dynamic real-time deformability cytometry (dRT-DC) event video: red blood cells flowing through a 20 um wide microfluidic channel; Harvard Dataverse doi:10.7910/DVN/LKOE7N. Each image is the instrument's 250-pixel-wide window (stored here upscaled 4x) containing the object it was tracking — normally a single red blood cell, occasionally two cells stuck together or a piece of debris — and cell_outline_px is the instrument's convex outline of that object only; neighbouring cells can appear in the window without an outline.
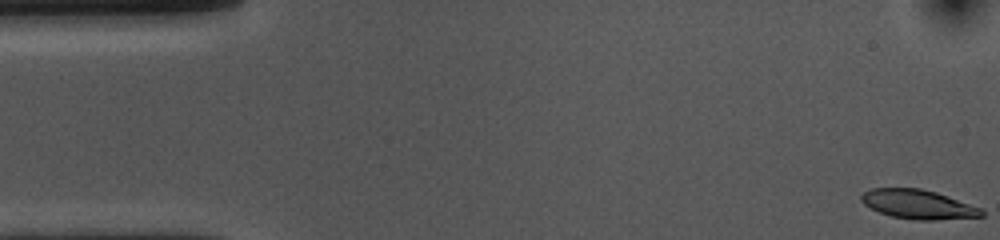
{"species": "common noctule bat (a hibernating species)", "species_latin": "Nyctalus noctula", "temperature_condition": "cold", "stored_images_in_passage": 53, "camera_frame_rate_fps": 3000, "um_per_image_px": 0.085, "animal": {"sex": "female", "body_mass_g": 10.0, "forearm_length_mm": 53.1}, "frame": {"image": 1, "passage_image": 1, "time_ms": 0.0, "image_size_px": [1000, 240], "cell_outline_px": [[984, 216], [936, 220], [916, 220], [892, 216], [880, 212], [864, 204], [860, 200], [860, 196], [864, 192], [872, 188], [920, 188], [936, 192], [980, 208], [984, 212]], "centroid_in_image_um": [78.02, 17.37], "position_along_channel_um": 7.0, "area_um2": 20.23}}
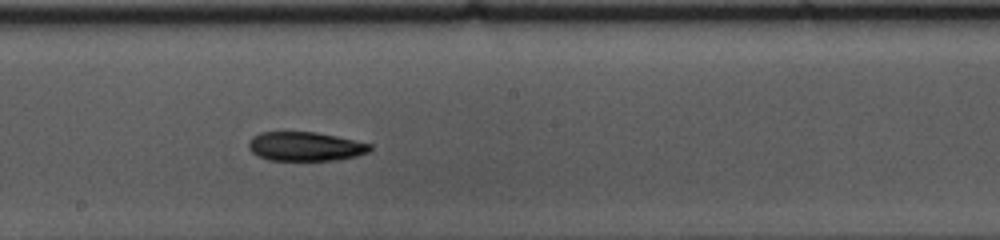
{"frame": {"image": 2, "passage_image": 28, "time_ms": 9.0, "image_size_px": [1000, 240], "cell_outline_px": [[372, 148], [368, 152], [356, 156], [336, 160], [268, 160], [252, 152], [248, 148], [248, 144], [252, 136], [260, 132], [316, 132], [336, 136], [372, 144]], "centroid_in_image_um": [25.95, 12.44], "position_along_channel_um": 222.3, "area_um2": 20.52}}
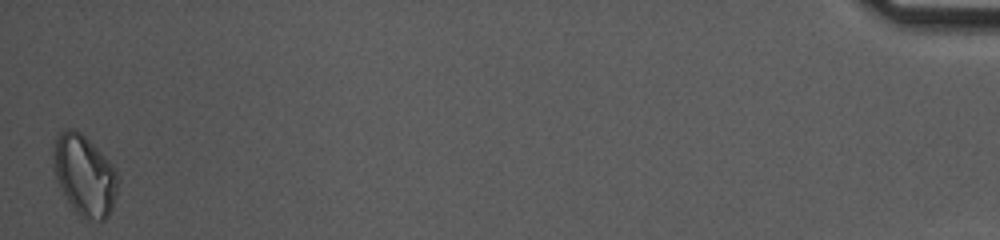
{"frame": {"image": 3, "passage_image": 53, "time_ms": 17.333, "image_size_px": [1000, 240], "cell_outline_px": [[120, 180], [112, 208], [108, 216], [104, 220], [84, 220], [76, 212], [60, 188], [52, 168], [52, 152], [56, 136], [60, 132], [68, 128], [72, 128], [80, 132], [116, 168], [120, 176]], "centroid_in_image_um": [7.18, 14.91], "position_along_channel_um": 428.0, "area_um2": 30.58}, "authors_computed_cell_mechanics": {"area_um2": 21.386, "velocity_mm_per_s": 3.6624, "shape_relaxation_time_tau1_ms": 3.1199, "shape_relaxation_time_tau2_ms": null, "deformation_change_tau1": 0.1233, "deformation_change_tau2": null}}